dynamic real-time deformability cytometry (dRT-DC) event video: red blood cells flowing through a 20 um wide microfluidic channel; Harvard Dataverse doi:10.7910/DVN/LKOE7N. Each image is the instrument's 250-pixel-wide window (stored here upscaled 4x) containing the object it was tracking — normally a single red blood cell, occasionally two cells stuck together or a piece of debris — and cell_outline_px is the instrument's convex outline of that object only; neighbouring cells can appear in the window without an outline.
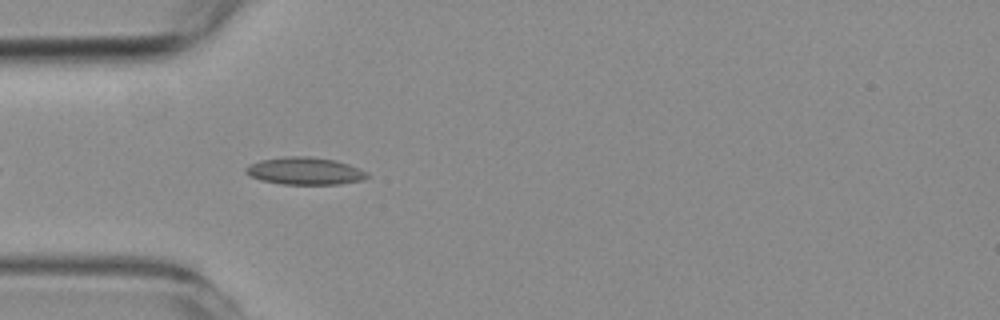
{"species": "common noctule bat (a hibernating species)", "species_latin": "Nyctalus noctula", "temperature_condition": "room temperature", "stored_images_in_passage": 8, "camera_frame_rate_fps": 3000, "um_per_image_px": 0.085, "animal": {"sex": "female", "body_mass_g": 19.3, "forearm_length_mm": 54.1}, "frame": {"image": 1, "passage_image": 4, "time_ms": 1.0, "image_size_px": [1000, 320], "cell_outline_px": [[368, 176], [364, 180], [340, 184], [280, 184], [260, 180], [244, 172], [244, 168], [248, 164], [260, 160], [284, 156], [308, 156], [336, 160], [360, 168], [368, 172]], "centroid_in_image_um": [25.91, 14.53], "position_along_channel_um": 59.1, "area_um2": 19.59}}